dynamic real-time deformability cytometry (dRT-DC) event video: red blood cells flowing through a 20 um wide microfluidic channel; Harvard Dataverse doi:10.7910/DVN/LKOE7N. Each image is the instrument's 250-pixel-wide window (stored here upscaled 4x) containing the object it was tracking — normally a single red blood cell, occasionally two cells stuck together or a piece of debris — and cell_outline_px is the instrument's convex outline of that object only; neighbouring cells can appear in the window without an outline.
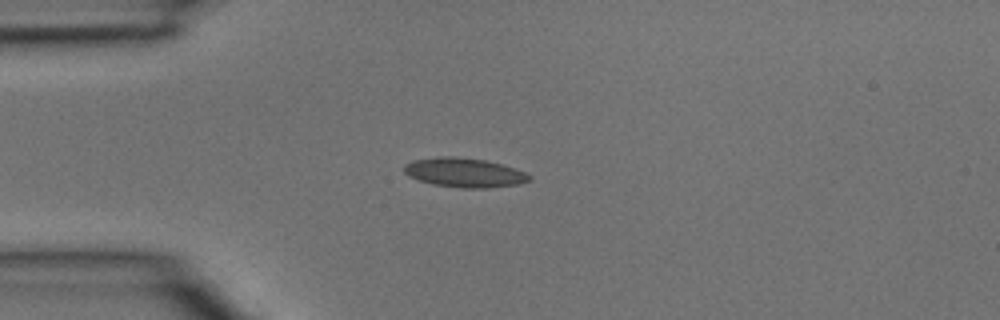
{"species": "common noctule bat (a hibernating species)", "species_latin": "Nyctalus noctula", "temperature_condition": "room temperature", "stored_images_in_passage": 2, "camera_frame_rate_fps": 3000, "um_per_image_px": 0.085, "animal": {"sex": "male", "body_mass_g": 15.6}, "frame": {"image": 1, "passage_image": 2, "time_ms": 0.333, "image_size_px": [1000, 320], "cell_outline_px": [[532, 180], [520, 184], [488, 188], [460, 188], [432, 184], [408, 176], [404, 172], [404, 164], [412, 160], [440, 156], [452, 156], [484, 160], [500, 164], [524, 172], [532, 176]], "centroid_in_image_um": [39.46, 14.68], "position_along_channel_um": 45.5, "area_um2": 21.39}}